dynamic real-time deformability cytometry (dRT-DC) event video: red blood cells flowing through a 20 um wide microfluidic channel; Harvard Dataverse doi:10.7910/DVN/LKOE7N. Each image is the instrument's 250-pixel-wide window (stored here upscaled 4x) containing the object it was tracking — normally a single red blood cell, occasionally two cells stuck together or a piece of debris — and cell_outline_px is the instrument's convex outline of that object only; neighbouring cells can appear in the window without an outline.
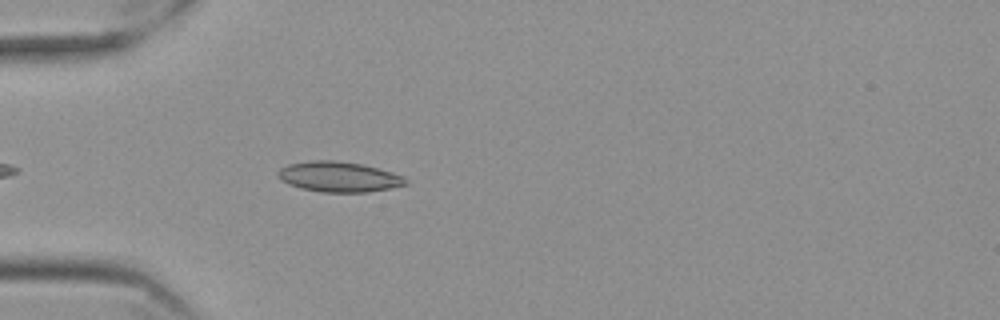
{"species": "Egyptian fruit bat (a non-hibernating species)", "species_latin": "Rousettus aegyptiacus", "temperature_condition": "cold", "stored_images_in_passage": 41, "camera_frame_rate_fps": 3000, "um_per_image_px": 0.085, "frame": {"image": 1, "passage_image": 1, "time_ms": 0.0, "image_size_px": [1000, 320], "cell_outline_px": [[408, 184], [392, 188], [368, 192], [320, 192], [300, 188], [288, 184], [280, 180], [276, 172], [280, 168], [288, 164], [312, 160], [332, 160], [360, 164], [392, 172], [404, 176], [408, 180]], "centroid_in_image_um": [28.79, 15.03], "position_along_channel_um": 56.2, "area_um2": 22.66}}
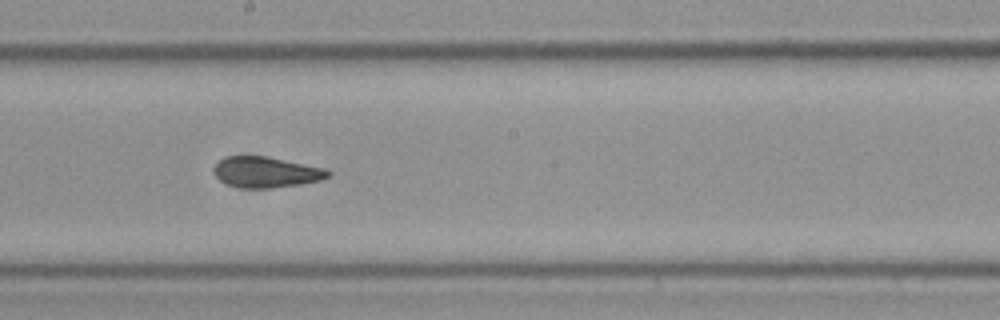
{"frame": {"image": 2, "passage_image": 16, "time_ms": 5.0, "image_size_px": [1000, 320], "cell_outline_px": [[332, 176], [320, 180], [300, 184], [272, 188], [240, 188], [228, 184], [220, 180], [216, 176], [212, 168], [224, 156], [268, 156], [324, 168], [332, 172]], "centroid_in_image_um": [22.63, 14.63], "position_along_channel_um": 225.6, "area_um2": 20.58}}
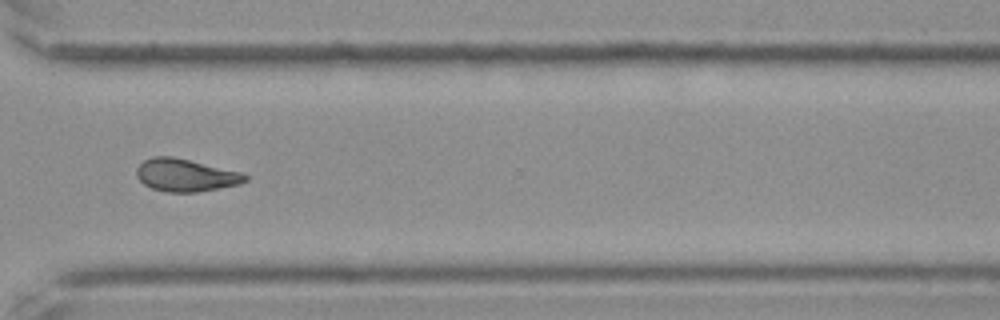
{"frame": {"image": 3, "passage_image": 27, "time_ms": 8.667, "image_size_px": [1000, 320], "cell_outline_px": [[248, 180], [240, 184], [196, 192], [168, 192], [152, 188], [144, 184], [136, 176], [136, 168], [144, 160], [152, 156], [172, 156], [240, 172], [248, 176]], "centroid_in_image_um": [15.75, 14.89], "position_along_channel_um": 354.8, "area_um2": 20.46}, "authors_computed_cell_mechanics": {"area_um2": 20.23, "velocity_mm_per_s": 3.5253, "shape_relaxation_time_tau1_ms": null, "shape_relaxation_time_tau2_ms": 4.2395, "deformation_change_tau1": null, "deformation_change_tau2": 0.0734}}